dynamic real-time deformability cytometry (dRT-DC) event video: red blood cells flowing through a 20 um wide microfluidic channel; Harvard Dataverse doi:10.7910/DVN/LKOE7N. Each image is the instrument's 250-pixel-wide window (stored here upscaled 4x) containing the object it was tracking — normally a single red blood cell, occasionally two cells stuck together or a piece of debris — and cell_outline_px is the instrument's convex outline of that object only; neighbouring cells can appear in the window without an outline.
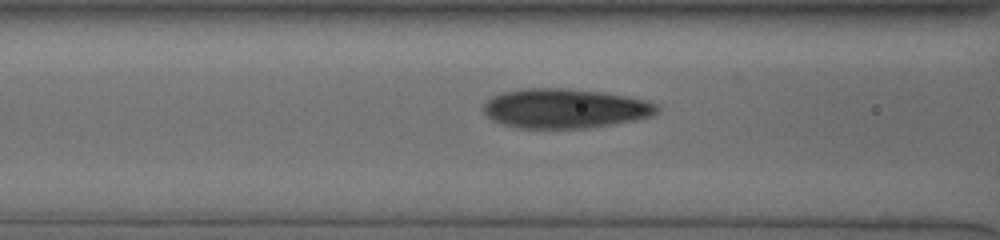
{"species": "human", "species_latin": "Homo sapiens", "temperature_condition": "cold", "stored_images_in_passage": 37, "camera_frame_rate_fps": 3000, "um_per_image_px": 0.085, "donor": {"sex": "male"}, "frame": {"image": 1, "passage_image": 9, "time_ms": 2.667, "image_size_px": [1000, 240], "cell_outline_px": [[660, 108], [652, 116], [636, 120], [588, 128], [520, 128], [504, 124], [492, 120], [484, 112], [484, 104], [492, 96], [504, 92], [524, 88], [568, 88], [600, 92], [624, 96], [644, 100], [656, 104]], "centroid_in_image_um": [48.02, 9.22], "position_along_channel_um": 118.6, "area_um2": 39.77}}
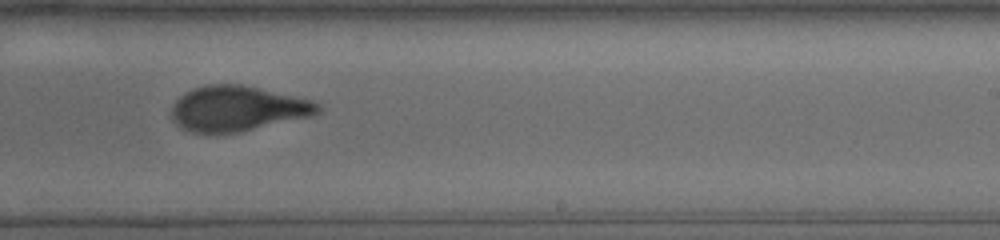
{"frame": {"image": 2, "passage_image": 21, "time_ms": 6.667, "image_size_px": [1000, 240], "cell_outline_px": [[320, 108], [316, 112], [308, 116], [236, 132], [192, 132], [180, 128], [172, 120], [172, 104], [184, 92], [192, 88], [208, 84], [240, 84], [312, 100], [320, 104]], "centroid_in_image_um": [20.1, 9.21], "position_along_channel_um": 268.9, "area_um2": 37.86}}
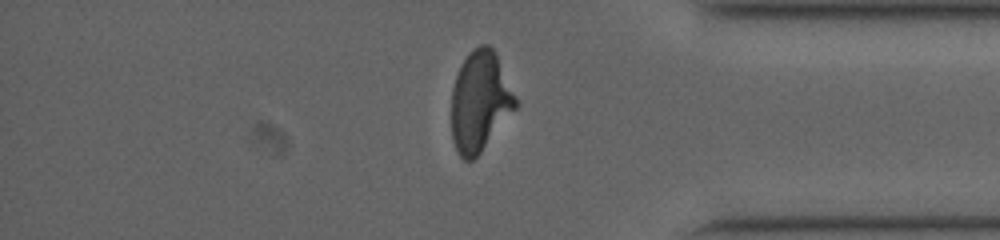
{"frame": {"image": 3, "passage_image": 32, "time_ms": 10.333, "image_size_px": [1000, 240], "cell_outline_px": [[520, 104], [480, 152], [472, 160], [464, 160], [460, 156], [452, 140], [452, 88], [460, 64], [468, 52], [472, 48], [480, 44], [488, 44], [496, 52]], "centroid_in_image_um": [40.81, 8.57], "position_along_channel_um": 394.4, "area_um2": 37.69}}